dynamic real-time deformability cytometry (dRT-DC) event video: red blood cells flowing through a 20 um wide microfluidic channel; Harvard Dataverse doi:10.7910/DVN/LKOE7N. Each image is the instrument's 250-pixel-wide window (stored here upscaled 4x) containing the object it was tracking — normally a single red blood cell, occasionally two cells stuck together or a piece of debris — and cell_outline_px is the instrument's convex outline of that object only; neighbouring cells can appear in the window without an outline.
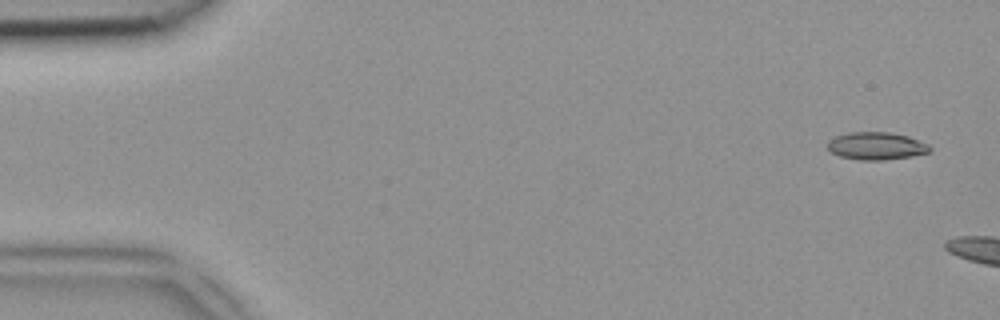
{"species": "common noctule bat (a hibernating species)", "species_latin": "Nyctalus noctula", "temperature_condition": "room temperature", "stored_images_in_passage": 6, "camera_frame_rate_fps": 3000, "um_per_image_px": 0.085, "animal": {"sex": "female", "body_mass_g": 18.4}, "frame": {"image": 1, "passage_image": 2, "time_ms": 0.333, "image_size_px": [1000, 320], "cell_outline_px": [[932, 148], [928, 152], [912, 156], [884, 160], [860, 160], [840, 156], [832, 152], [828, 148], [828, 140], [836, 136], [848, 132], [888, 132], [908, 136], [928, 144]], "centroid_in_image_um": [74.48, 12.4], "position_along_channel_um": 10.5, "area_um2": 16.36}}